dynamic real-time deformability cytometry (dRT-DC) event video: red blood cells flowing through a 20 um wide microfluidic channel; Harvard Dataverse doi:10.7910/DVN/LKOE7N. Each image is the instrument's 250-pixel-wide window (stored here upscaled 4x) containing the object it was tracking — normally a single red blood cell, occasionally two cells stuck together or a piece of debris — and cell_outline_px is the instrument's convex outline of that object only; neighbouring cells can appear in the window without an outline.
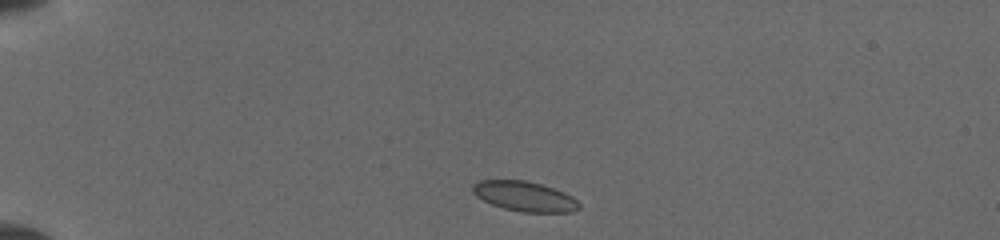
{"species": "common noctule bat (a hibernating species)", "species_latin": "Nyctalus noctula", "temperature_condition": "cold", "stored_images_in_passage": 22, "camera_frame_rate_fps": 3000, "um_per_image_px": 0.085, "animal": {"sex": "female", "body_mass_g": 19.5, "forearm_length_mm": 54.1}, "frame": {"image": 1, "passage_image": 1, "time_ms": 0.0, "image_size_px": [1000, 240], "cell_outline_px": [[580, 208], [572, 212], [520, 212], [504, 208], [492, 204], [476, 196], [472, 192], [472, 184], [480, 180], [524, 180], [540, 184], [564, 192], [572, 196], [580, 204]], "centroid_in_image_um": [44.58, 16.69], "position_along_channel_um": 40.4, "area_um2": 18.5}}
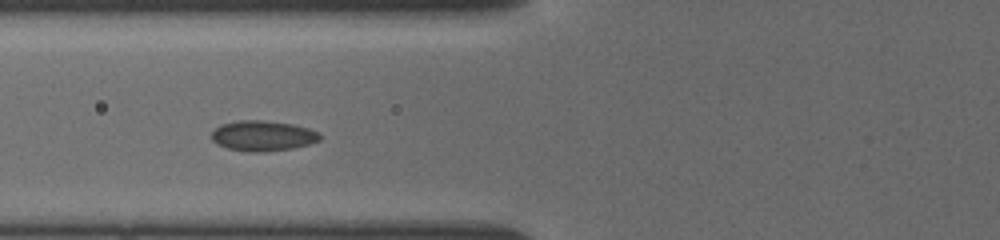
{"frame": {"image": 2, "passage_image": 13, "time_ms": 3.0, "image_size_px": [1000, 240], "cell_outline_px": [[320, 140], [308, 144], [292, 148], [260, 152], [248, 152], [228, 148], [216, 144], [212, 140], [212, 132], [220, 124], [240, 120], [260, 120], [292, 124], [308, 128], [320, 132]], "centroid_in_image_um": [22.32, 11.54], "position_along_channel_um": 103.5, "area_um2": 19.07}}
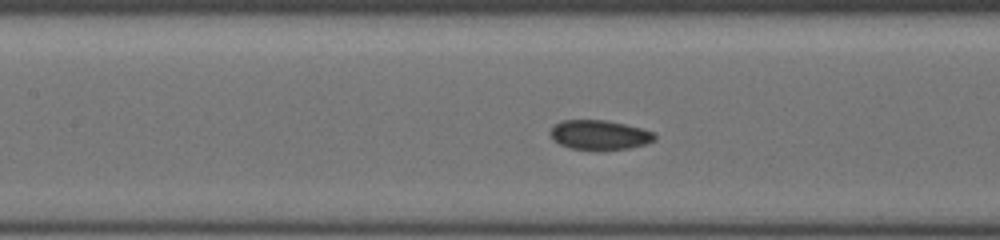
{"frame": {"image": 3, "passage_image": 19, "time_ms": 4.333, "image_size_px": [1000, 240], "cell_outline_px": [[656, 140], [648, 144], [628, 148], [596, 152], [568, 148], [552, 140], [548, 132], [560, 120], [604, 120], [624, 124], [656, 132]], "centroid_in_image_um": [50.95, 11.5], "position_along_channel_um": 156.4, "area_um2": 18.61}}